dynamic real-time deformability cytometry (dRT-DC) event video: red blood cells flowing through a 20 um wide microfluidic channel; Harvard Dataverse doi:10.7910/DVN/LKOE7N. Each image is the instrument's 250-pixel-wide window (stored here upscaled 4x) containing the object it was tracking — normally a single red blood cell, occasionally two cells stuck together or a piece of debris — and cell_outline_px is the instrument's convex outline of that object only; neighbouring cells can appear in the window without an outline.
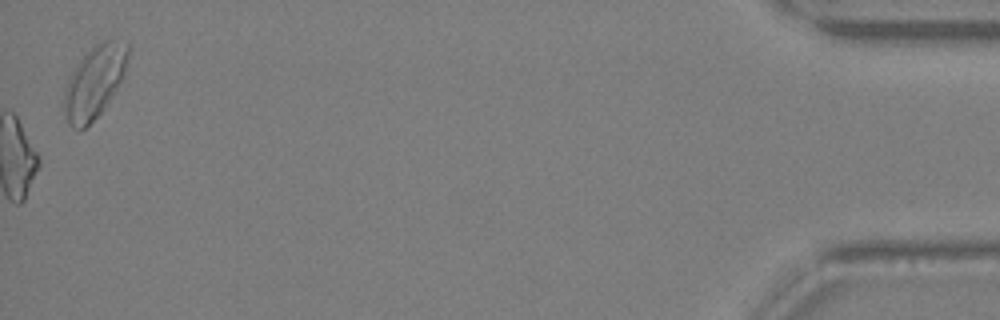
{"species": "Egyptian fruit bat (a non-hibernating species)", "species_latin": "Rousettus aegyptiacus", "temperature_condition": "warm", "stored_images_in_passage": 41, "camera_frame_rate_fps": 3000, "um_per_image_px": 0.085, "animal": {"sex": "female"}, "frame": {"image": 1, "passage_image": 41, "time_ms": 13.333, "image_size_px": [1000, 320], "cell_outline_px": [[128, 56], [124, 72], [112, 96], [104, 108], [80, 132], [76, 132], [68, 124], [64, 108], [64, 92], [68, 80], [72, 72], [80, 60], [100, 40], [128, 40]], "centroid_in_image_um": [8.02, 6.97], "position_along_channel_um": 427.2, "area_um2": 26.59}, "authors_computed_cell_mechanics": {"area_um2": 20.519, "velocity_mm_per_s": 4.9709, "shape_relaxation_time_tau1_ms": null, "shape_relaxation_time_tau2_ms": 7.1924, "deformation_change_tau1": null, "deformation_change_tau2": 0.2306}}